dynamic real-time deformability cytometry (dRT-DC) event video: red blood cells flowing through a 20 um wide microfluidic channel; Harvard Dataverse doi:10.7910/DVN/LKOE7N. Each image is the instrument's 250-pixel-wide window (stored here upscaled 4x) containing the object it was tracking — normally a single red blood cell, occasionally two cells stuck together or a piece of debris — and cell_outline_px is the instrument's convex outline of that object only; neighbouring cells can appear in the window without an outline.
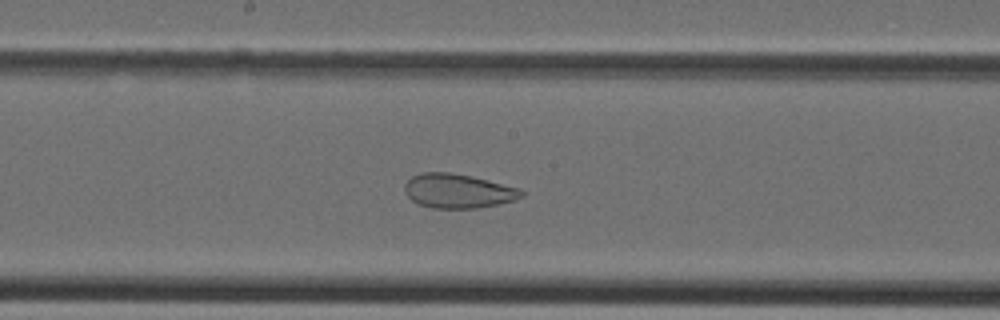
{"species": "Egyptian fruit bat (a non-hibernating species)", "species_latin": "Rousettus aegyptiacus", "temperature_condition": "cold", "stored_images_in_passage": 40, "camera_frame_rate_fps": 3000, "um_per_image_px": 0.085, "animal": {"sex": "female"}, "frame": {"image": 1, "passage_image": 21, "time_ms": 6.667, "image_size_px": [1000, 320], "cell_outline_px": [[524, 196], [512, 200], [496, 204], [476, 208], [432, 208], [420, 204], [412, 200], [408, 196], [404, 188], [404, 184], [412, 176], [424, 172], [448, 172], [472, 176], [520, 188], [524, 192]], "centroid_in_image_um": [38.93, 16.22], "position_along_channel_um": 209.3, "area_um2": 23.12}}
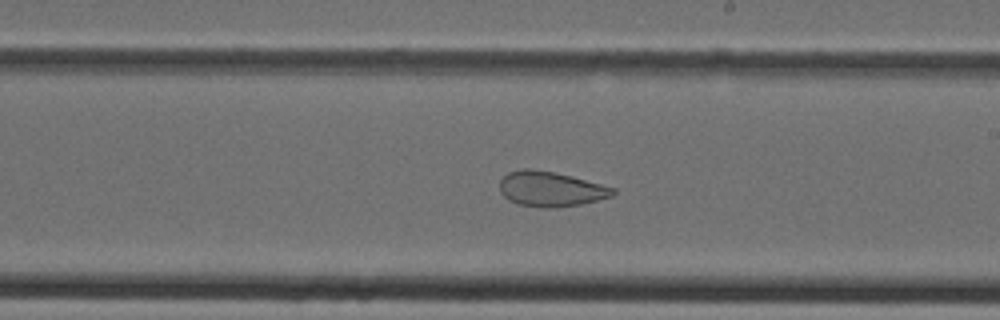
{"frame": {"image": 2, "passage_image": 23, "time_ms": 7.333, "image_size_px": [1000, 320], "cell_outline_px": [[616, 192], [612, 196], [580, 204], [556, 208], [540, 208], [520, 204], [508, 200], [500, 192], [500, 180], [508, 172], [524, 168], [532, 168], [556, 172], [572, 176], [616, 188]], "centroid_in_image_um": [46.8, 16.06], "position_along_channel_um": 242.2, "area_um2": 23.24}}
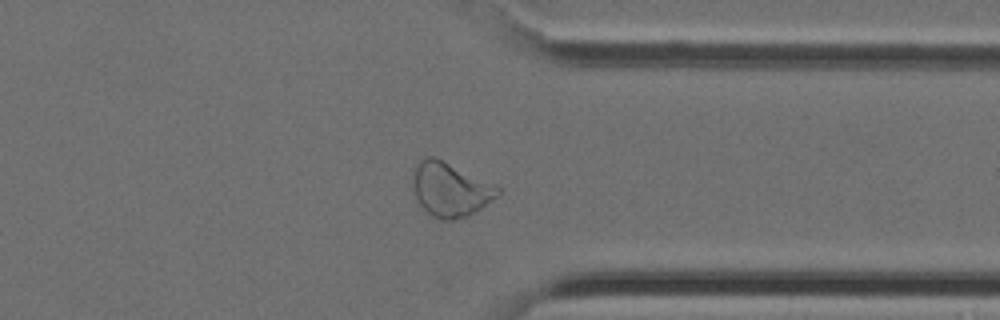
{"frame": {"image": 3, "passage_image": 31, "time_ms": 10.0, "image_size_px": [1000, 320], "cell_outline_px": [[500, 192], [496, 196], [480, 208], [468, 216], [452, 220], [440, 220], [432, 216], [416, 204], [412, 184], [412, 168], [420, 156], [432, 156], [500, 188]], "centroid_in_image_um": [38.14, 16.11], "position_along_channel_um": 373.3, "area_um2": 26.7}}